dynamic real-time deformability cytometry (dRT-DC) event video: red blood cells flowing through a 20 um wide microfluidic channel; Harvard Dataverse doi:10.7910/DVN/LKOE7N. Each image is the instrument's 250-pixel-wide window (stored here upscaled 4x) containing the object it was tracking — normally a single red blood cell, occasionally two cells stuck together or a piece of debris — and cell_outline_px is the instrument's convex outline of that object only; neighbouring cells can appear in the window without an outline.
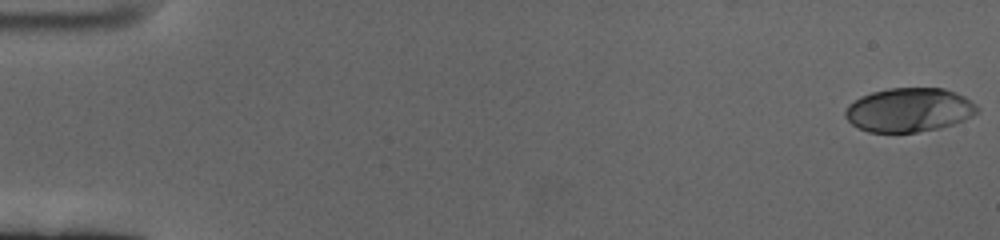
{"species": "human", "species_latin": "Homo sapiens", "temperature_condition": "cold", "stored_images_in_passage": 61, "camera_frame_rate_fps": 3000, "um_per_image_px": 0.085, "donor": {"sex": "female"}, "frame": {"image": 1, "passage_image": 1, "time_ms": 0.0, "image_size_px": [1000, 240], "cell_outline_px": [[980, 112], [964, 120], [940, 128], [916, 132], [868, 132], [852, 124], [844, 116], [844, 112], [848, 104], [860, 96], [872, 92], [888, 88], [944, 88], [956, 92], [964, 96], [976, 104], [980, 108]], "centroid_in_image_um": [77.28, 9.34], "position_along_channel_um": 7.7, "area_um2": 34.04}}
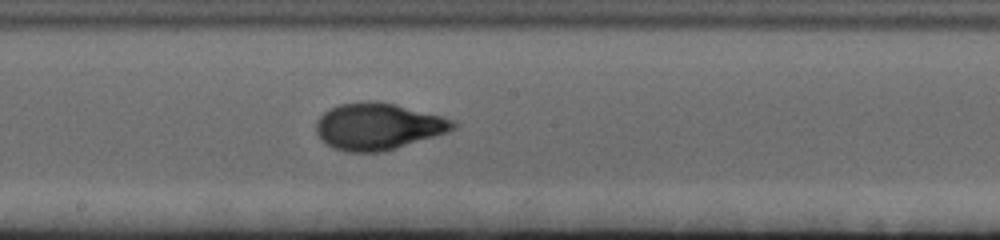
{"frame": {"image": 2, "passage_image": 34, "time_ms": 11.0, "image_size_px": [1000, 240], "cell_outline_px": [[460, 124], [456, 128], [448, 132], [396, 148], [380, 152], [344, 152], [332, 148], [320, 140], [316, 132], [316, 120], [328, 108], [340, 104], [368, 100], [376, 100], [396, 104], [456, 120]], "centroid_in_image_um": [32.12, 10.74], "position_along_channel_um": 216.1, "area_um2": 37.74}}
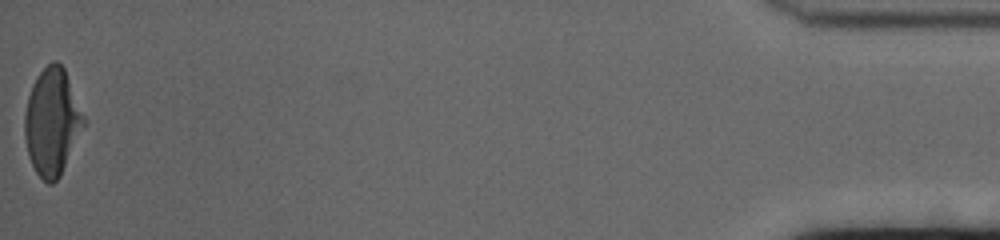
{"frame": {"image": 3, "passage_image": 61, "time_ms": 20.0, "image_size_px": [1000, 240], "cell_outline_px": [[88, 120], [60, 176], [52, 184], [48, 184], [36, 172], [28, 156], [24, 136], [24, 116], [28, 96], [32, 84], [36, 76], [52, 60], [56, 60], [64, 68]], "centroid_in_image_um": [4.45, 10.35], "position_along_channel_um": 430.8, "area_um2": 37.22}, "authors_computed_cell_mechanics": {"area_um2": 35.547, "velocity_mm_per_s": 3.3731, "shape_relaxation_time_tau1_ms": 3.9342, "shape_relaxation_time_tau2_ms": null, "deformation_change_tau1": 0.1908, "deformation_change_tau2": null}}